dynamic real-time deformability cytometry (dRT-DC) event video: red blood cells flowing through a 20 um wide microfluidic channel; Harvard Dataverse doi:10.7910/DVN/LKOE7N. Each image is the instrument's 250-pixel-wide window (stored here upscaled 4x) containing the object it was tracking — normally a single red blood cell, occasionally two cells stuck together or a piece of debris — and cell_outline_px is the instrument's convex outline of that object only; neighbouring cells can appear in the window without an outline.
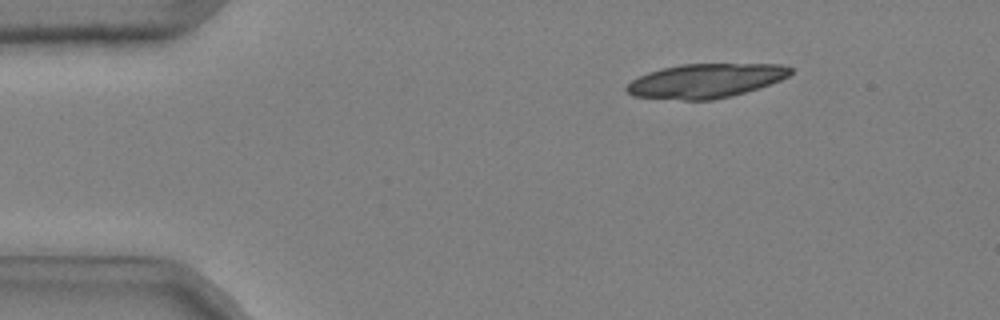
{"species": "common noctule bat (a hibernating species)", "species_latin": "Nyctalus noctula", "temperature_condition": "cold", "stored_images_in_passage": 47, "camera_frame_rate_fps": 3000, "um_per_image_px": 0.085, "animal": {"sex": "male", "body_mass_g": 20.4}, "frame": {"image": 1, "passage_image": 8, "time_ms": 2.333, "image_size_px": [1000, 320], "cell_outline_px": [[792, 72], [788, 76], [780, 80], [760, 88], [732, 96], [712, 100], [684, 100], [632, 96], [624, 88], [632, 80], [648, 72], [660, 68], [680, 64], [780, 64], [792, 68]], "centroid_in_image_um": [59.98, 6.87], "position_along_channel_um": 25.0, "area_um2": 32.71}}
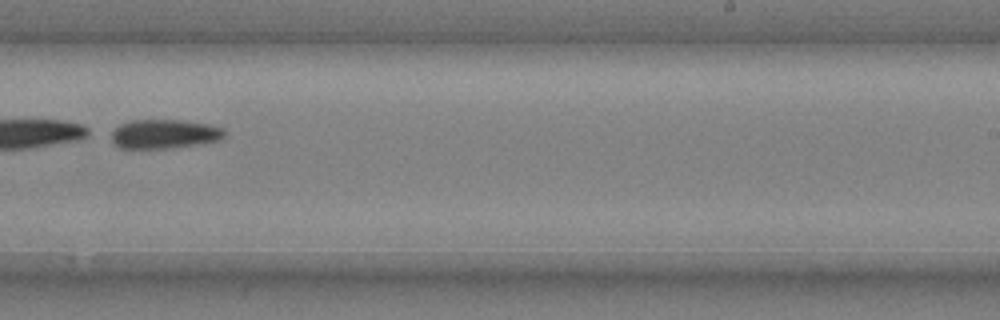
{"frame": {"image": 2, "passage_image": 34, "time_ms": 11.0, "image_size_px": [1000, 320], "cell_outline_px": [[224, 136], [220, 140], [196, 144], [168, 148], [120, 148], [112, 144], [112, 132], [120, 124], [132, 120], [180, 120], [208, 124], [224, 128]], "centroid_in_image_um": [13.95, 11.38], "position_along_channel_um": 275.1, "area_um2": 19.07}}